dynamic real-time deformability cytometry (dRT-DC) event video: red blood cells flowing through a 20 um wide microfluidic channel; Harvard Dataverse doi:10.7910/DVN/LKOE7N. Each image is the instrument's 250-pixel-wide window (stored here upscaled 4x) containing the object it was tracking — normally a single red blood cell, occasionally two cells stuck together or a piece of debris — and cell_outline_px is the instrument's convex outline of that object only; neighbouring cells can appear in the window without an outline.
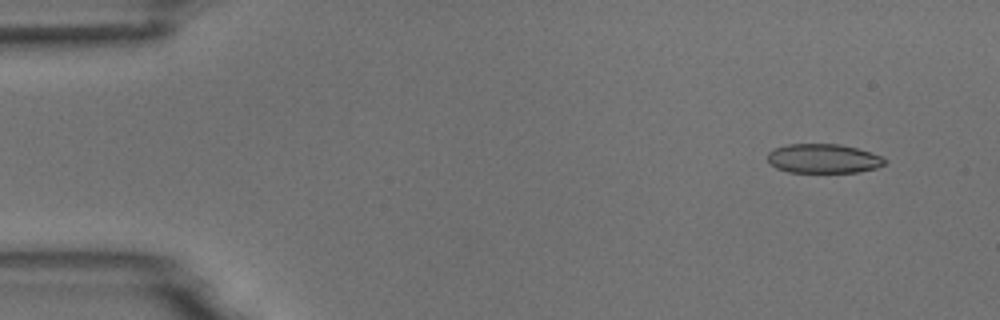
{"species": "common noctule bat (a hibernating species)", "species_latin": "Nyctalus noctula", "temperature_condition": "room temperature", "stored_images_in_passage": 5, "segment_of_instrument_passage": [1, 2], "camera_frame_rate_fps": 3000, "um_per_image_px": 0.085, "animal": {"sex": "male", "body_mass_g": 18.8}, "frame": {"image": 1, "passage_image": 1, "time_ms": 0.0, "image_size_px": [1000, 320], "cell_outline_px": [[888, 160], [884, 164], [876, 168], [860, 172], [788, 172], [776, 168], [768, 164], [768, 152], [772, 148], [788, 144], [840, 144], [856, 148], [880, 156]], "centroid_in_image_um": [69.94, 13.48], "position_along_channel_um": 15.1, "area_um2": 20.06}}